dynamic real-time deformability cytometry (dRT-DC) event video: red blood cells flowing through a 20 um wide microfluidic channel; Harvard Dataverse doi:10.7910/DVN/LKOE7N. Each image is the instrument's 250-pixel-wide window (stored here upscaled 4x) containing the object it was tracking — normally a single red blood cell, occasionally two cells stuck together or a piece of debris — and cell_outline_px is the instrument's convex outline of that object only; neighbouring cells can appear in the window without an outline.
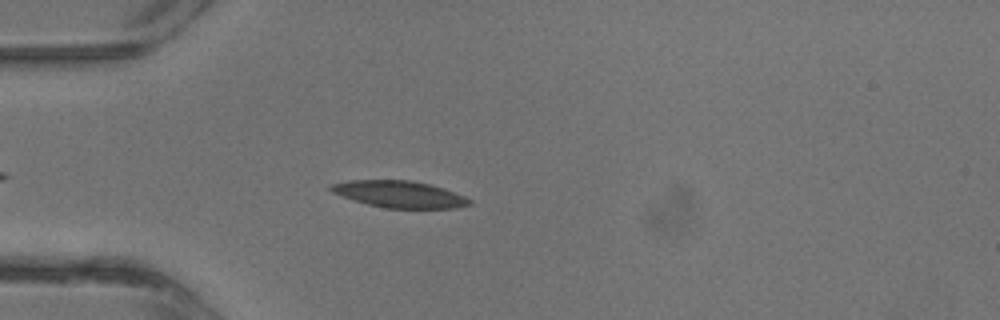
{"species": "common noctule bat (a hibernating species)", "species_latin": "Nyctalus noctula", "temperature_condition": "warm", "stored_images_in_passage": 8, "camera_frame_rate_fps": 3000, "um_per_image_px": 0.085, "animal": {"sex": "male", "body_mass_g": 13.3}, "frame": {"image": 1, "passage_image": 4, "time_ms": 1.0, "image_size_px": [1000, 320], "cell_outline_px": [[472, 204], [456, 208], [384, 208], [368, 204], [332, 192], [328, 188], [332, 184], [348, 180], [408, 180], [428, 184], [444, 188], [464, 196], [472, 200]], "centroid_in_image_um": [33.98, 16.51], "position_along_channel_um": 51.0, "area_um2": 21.39}}
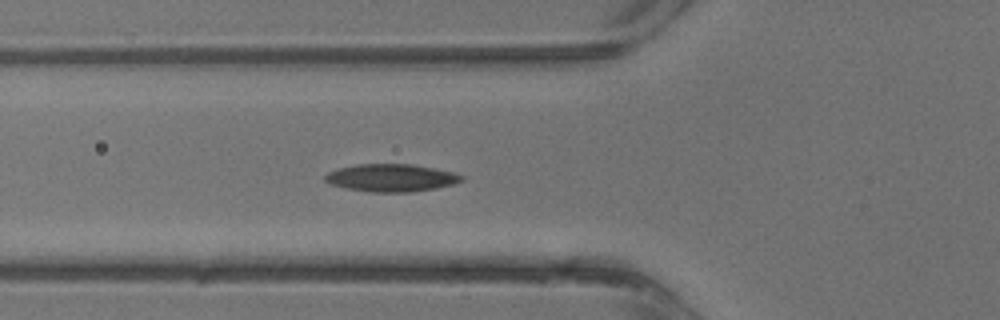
{"frame": {"image": 2, "passage_image": 7, "time_ms": 2.0, "image_size_px": [1000, 320], "cell_outline_px": [[464, 180], [452, 184], [436, 188], [408, 192], [368, 192], [344, 188], [332, 184], [324, 180], [324, 176], [328, 172], [340, 168], [356, 164], [412, 164], [456, 172], [464, 176]], "centroid_in_image_um": [33.27, 15.11], "position_along_channel_um": 92.5, "area_um2": 22.02}}